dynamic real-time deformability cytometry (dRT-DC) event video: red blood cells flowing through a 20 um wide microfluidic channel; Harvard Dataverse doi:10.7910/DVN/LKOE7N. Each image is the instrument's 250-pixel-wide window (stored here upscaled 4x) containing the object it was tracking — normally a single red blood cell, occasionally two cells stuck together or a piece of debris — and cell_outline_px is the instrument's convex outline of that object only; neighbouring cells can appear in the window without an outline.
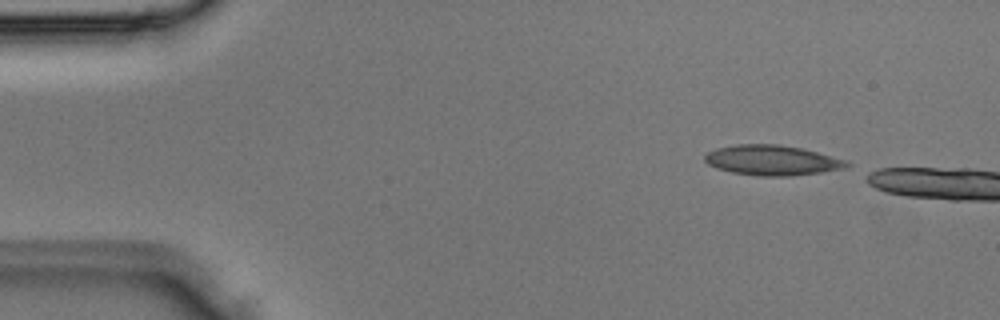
{"species": "Egyptian fruit bat (a non-hibernating species)", "species_latin": "Rousettus aegyptiacus", "temperature_condition": "room temperature", "stored_images_in_passage": 5, "camera_frame_rate_fps": 3000, "um_per_image_px": 0.085, "animal": {"sex": "male"}, "frame": {"image": 1, "passage_image": 5, "time_ms": 1.333, "image_size_px": [1000, 320], "cell_outline_px": [[852, 164], [844, 168], [820, 172], [788, 176], [760, 176], [732, 172], [716, 168], [708, 164], [704, 160], [704, 156], [708, 152], [716, 148], [736, 144], [776, 144], [800, 148], [848, 160]], "centroid_in_image_um": [65.61, 13.62], "position_along_channel_um": 19.4, "area_um2": 24.8}}